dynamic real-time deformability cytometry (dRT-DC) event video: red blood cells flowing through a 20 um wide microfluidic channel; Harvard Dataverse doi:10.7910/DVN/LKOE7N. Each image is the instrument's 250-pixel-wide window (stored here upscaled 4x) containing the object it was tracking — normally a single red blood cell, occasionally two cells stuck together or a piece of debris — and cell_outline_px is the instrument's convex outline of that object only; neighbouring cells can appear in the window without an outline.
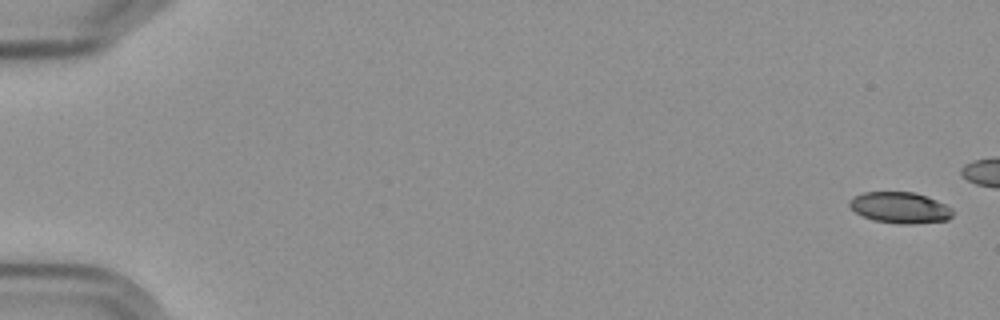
{"species": "Egyptian fruit bat (a non-hibernating species)", "species_latin": "Rousettus aegyptiacus", "temperature_condition": "cold", "stored_images_in_passage": 5, "camera_frame_rate_fps": 3000, "um_per_image_px": 0.085, "frame": {"image": 1, "passage_image": 1, "time_ms": 0.0, "image_size_px": [1000, 320], "cell_outline_px": [[952, 216], [948, 220], [912, 224], [900, 224], [872, 220], [856, 212], [848, 204], [848, 200], [864, 192], [912, 192], [936, 200], [952, 208]], "centroid_in_image_um": [76.5, 17.66], "position_along_channel_um": 8.5, "area_um2": 18.55}}